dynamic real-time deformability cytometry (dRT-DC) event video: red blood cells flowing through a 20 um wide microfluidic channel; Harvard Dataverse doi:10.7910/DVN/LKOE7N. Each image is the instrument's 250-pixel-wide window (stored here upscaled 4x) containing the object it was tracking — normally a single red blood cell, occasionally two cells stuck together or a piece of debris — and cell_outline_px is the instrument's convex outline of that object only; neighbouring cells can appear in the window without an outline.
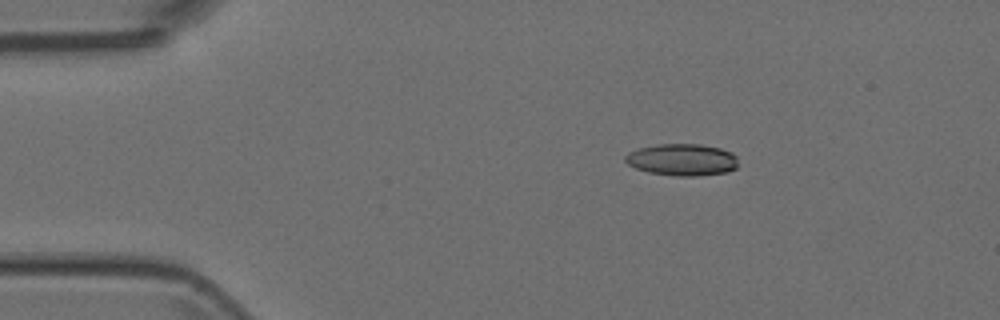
{"species": "Egyptian fruit bat (a non-hibernating species)", "species_latin": "Rousettus aegyptiacus", "temperature_condition": "room temperature", "stored_images_in_passage": 2, "camera_frame_rate_fps": 3000, "um_per_image_px": 0.085, "animal": {"sex": "female"}, "frame": {"image": 1, "passage_image": 1, "time_ms": 0.0, "image_size_px": [1000, 320], "cell_outline_px": [[736, 168], [728, 172], [696, 176], [676, 176], [648, 172], [636, 168], [628, 164], [624, 160], [624, 156], [628, 152], [636, 148], [656, 144], [700, 144], [720, 148], [732, 152], [736, 156]], "centroid_in_image_um": [57.95, 13.57], "position_along_channel_um": 27.1, "area_um2": 21.15}}